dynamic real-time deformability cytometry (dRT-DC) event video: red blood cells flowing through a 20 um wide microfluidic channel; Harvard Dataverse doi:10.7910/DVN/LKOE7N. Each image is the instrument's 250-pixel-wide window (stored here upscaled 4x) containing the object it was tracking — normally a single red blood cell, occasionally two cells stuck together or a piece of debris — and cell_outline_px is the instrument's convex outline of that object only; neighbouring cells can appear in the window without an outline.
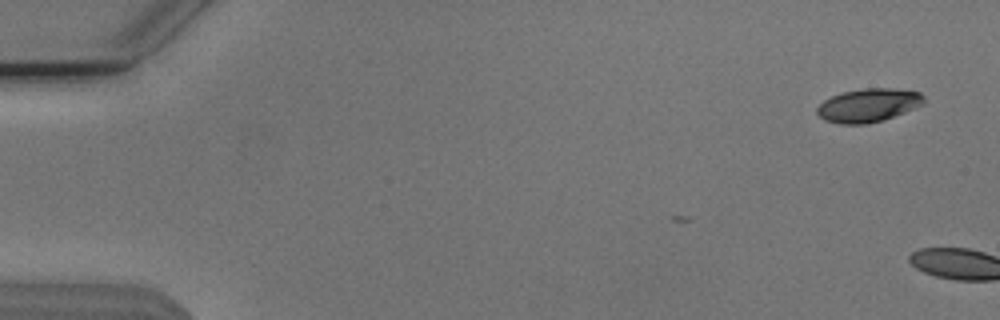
{"species": "Egyptian fruit bat (a non-hibernating species)", "species_latin": "Rousettus aegyptiacus", "temperature_condition": "cold", "stored_images_in_passage": 3, "camera_frame_rate_fps": 3000, "um_per_image_px": 0.085, "animal": {"sex": "male"}, "frame": {"image": 1, "passage_image": 3, "time_ms": 0.667, "image_size_px": [1000, 320], "cell_outline_px": [[924, 104], [884, 120], [864, 124], [840, 124], [824, 120], [816, 112], [816, 108], [824, 100], [840, 92], [864, 88], [892, 88], [920, 92], [924, 96]], "centroid_in_image_um": [73.8, 8.94], "position_along_channel_um": 11.2, "area_um2": 20.87}}